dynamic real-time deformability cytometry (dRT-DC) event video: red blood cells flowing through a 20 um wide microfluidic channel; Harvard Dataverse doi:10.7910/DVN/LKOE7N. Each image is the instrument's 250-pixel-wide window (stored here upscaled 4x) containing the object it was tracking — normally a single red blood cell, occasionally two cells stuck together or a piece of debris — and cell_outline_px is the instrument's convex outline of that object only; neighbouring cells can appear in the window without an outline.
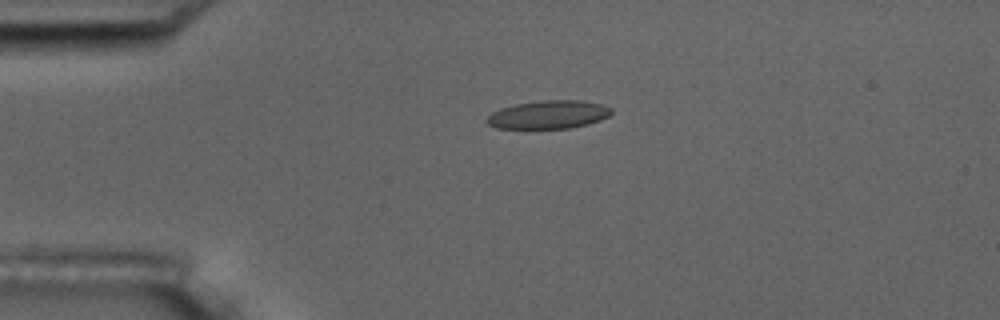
{"species": "common noctule bat (a hibernating species)", "species_latin": "Nyctalus noctula", "temperature_condition": "room temperature", "stored_images_in_passage": 6, "camera_frame_rate_fps": 3000, "um_per_image_px": 0.085, "animal": {"sex": "male", "body_mass_g": 17.5, "forearm_length_mm": 52.3}, "frame": {"image": 1, "passage_image": 4, "time_ms": 3.333, "image_size_px": [1000, 320], "cell_outline_px": [[612, 112], [608, 116], [600, 120], [588, 124], [572, 128], [496, 128], [488, 124], [484, 120], [492, 112], [500, 108], [516, 104], [540, 100], [580, 100], [600, 104], [612, 108]], "centroid_in_image_um": [46.61, 9.74], "position_along_channel_um": 38.4, "area_um2": 20.52}}